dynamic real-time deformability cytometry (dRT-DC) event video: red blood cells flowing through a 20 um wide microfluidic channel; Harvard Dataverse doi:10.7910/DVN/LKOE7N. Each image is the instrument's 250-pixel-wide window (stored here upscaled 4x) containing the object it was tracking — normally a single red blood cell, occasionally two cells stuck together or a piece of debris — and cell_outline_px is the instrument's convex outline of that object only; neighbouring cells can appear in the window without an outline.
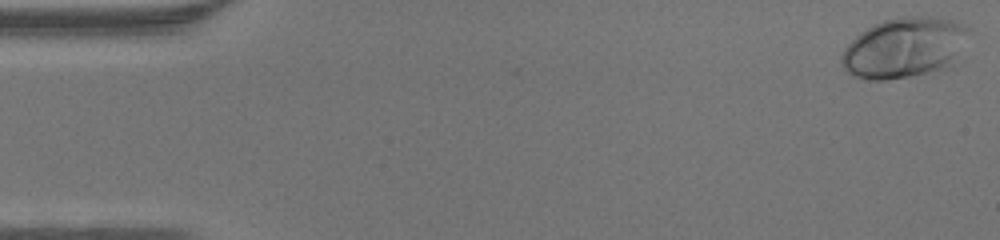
{"species": "human", "species_latin": "Homo sapiens", "temperature_condition": "warm", "stored_images_in_passage": 47, "camera_frame_rate_fps": 3000, "um_per_image_px": 0.085, "donor": {"sex": "male"}, "frame": {"image": 1, "passage_image": 1, "time_ms": 0.0, "image_size_px": [1000, 240], "cell_outline_px": [[968, 28], [948, 68], [888, 80], [864, 80], [852, 76], [844, 68], [840, 60], [840, 56], [844, 48], [860, 32], [884, 20], [900, 16], [924, 16], [956, 20]], "centroid_in_image_um": [76.75, 4.06], "position_along_channel_um": 8.2, "area_um2": 43.93}}
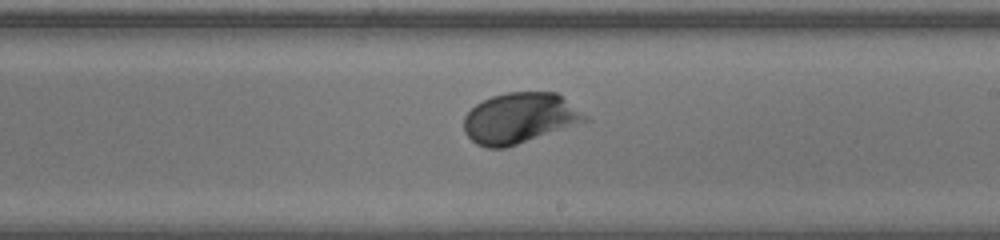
{"frame": {"image": 2, "passage_image": 27, "time_ms": 8.667, "image_size_px": [1000, 240], "cell_outline_px": [[592, 120], [504, 148], [488, 148], [476, 144], [464, 132], [464, 116], [476, 104], [492, 96], [508, 92], [556, 92], [588, 116]], "centroid_in_image_um": [44.18, 10.04], "position_along_channel_um": 244.8, "area_um2": 35.6}}
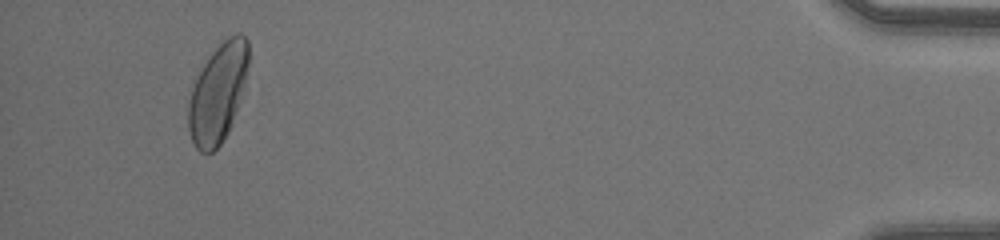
{"frame": {"image": 3, "passage_image": 44, "time_ms": 14.333, "image_size_px": [1000, 240], "cell_outline_px": [[248, 64], [244, 84], [232, 124], [228, 132], [220, 144], [212, 152], [200, 152], [196, 148], [192, 140], [188, 128], [188, 104], [192, 88], [196, 76], [208, 56], [228, 36], [236, 32], [240, 32], [248, 40]], "centroid_in_image_um": [18.51, 7.89], "position_along_channel_um": 416.7, "area_um2": 34.45}}